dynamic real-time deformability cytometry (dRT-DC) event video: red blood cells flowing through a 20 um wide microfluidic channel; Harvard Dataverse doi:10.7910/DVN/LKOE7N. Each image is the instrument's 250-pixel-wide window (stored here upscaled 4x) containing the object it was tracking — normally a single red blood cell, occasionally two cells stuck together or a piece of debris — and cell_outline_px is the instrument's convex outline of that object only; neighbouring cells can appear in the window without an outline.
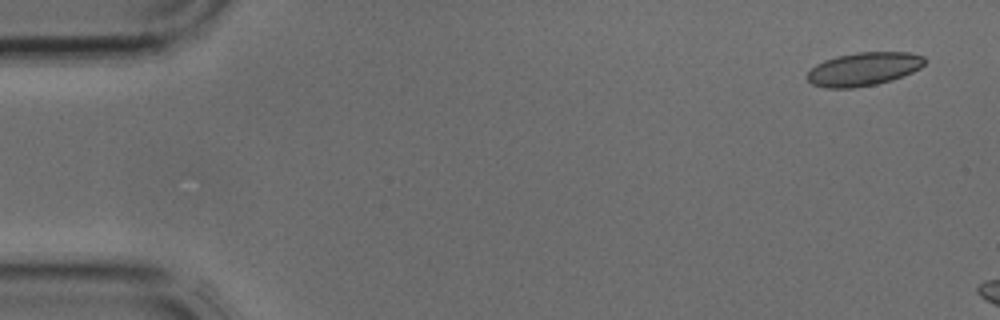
{"species": "common noctule bat (a hibernating species)", "species_latin": "Nyctalus noctula", "temperature_condition": "cold", "stored_images_in_passage": 2, "camera_frame_rate_fps": 3000, "um_per_image_px": 0.085, "animal": {"sex": "male", "body_mass_g": 17.9, "forearm_length_mm": 54.2}, "frame": {"image": 1, "passage_image": 2, "time_ms": 0.333, "image_size_px": [1000, 320], "cell_outline_px": [[928, 60], [920, 68], [912, 72], [892, 80], [876, 84], [852, 88], [824, 88], [812, 84], [808, 80], [808, 72], [816, 64], [824, 60], [836, 56], [856, 52], [908, 52], [924, 56]], "centroid_in_image_um": [73.42, 5.86], "position_along_channel_um": 11.6, "area_um2": 22.95}}